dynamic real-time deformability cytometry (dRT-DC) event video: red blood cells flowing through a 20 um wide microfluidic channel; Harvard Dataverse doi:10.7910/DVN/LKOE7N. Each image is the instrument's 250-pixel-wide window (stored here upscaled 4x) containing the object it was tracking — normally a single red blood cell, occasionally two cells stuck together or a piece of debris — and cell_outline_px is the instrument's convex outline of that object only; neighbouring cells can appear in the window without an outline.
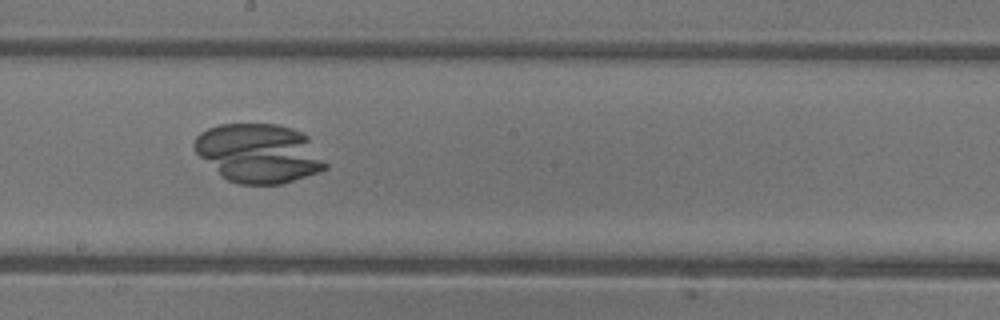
{"species": "common noctule bat (a hibernating species)", "species_latin": "Nyctalus noctula", "temperature_condition": "warm", "stored_images_in_passage": 32, "camera_frame_rate_fps": 3000, "um_per_image_px": 0.085, "animal": {"sex": "female"}, "frame": {"image": 1, "passage_image": 17, "time_ms": 5.333, "image_size_px": [1000, 320], "cell_outline_px": [[328, 168], [320, 172], [280, 184], [240, 184], [228, 180], [220, 176], [192, 148], [192, 144], [196, 136], [200, 132], [208, 128], [220, 124], [276, 124], [292, 128], [308, 136], [328, 164]], "centroid_in_image_um": [22.0, 13.02], "position_along_channel_um": 226.2, "area_um2": 45.26}}
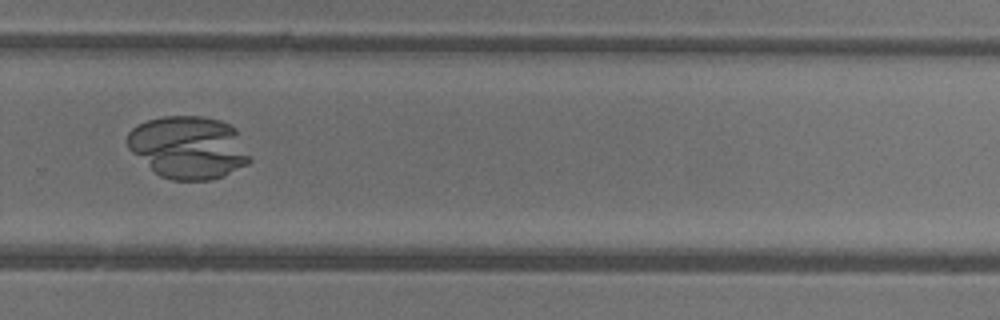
{"frame": {"image": 2, "passage_image": 23, "time_ms": 7.333, "image_size_px": [1000, 320], "cell_outline_px": [[252, 160], [248, 164], [224, 176], [212, 180], [172, 180], [160, 176], [132, 152], [128, 148], [128, 132], [132, 128], [148, 120], [164, 116], [204, 116], [220, 120], [236, 128]], "centroid_in_image_um": [16.05, 12.53], "position_along_channel_um": 313.7, "area_um2": 44.68}}
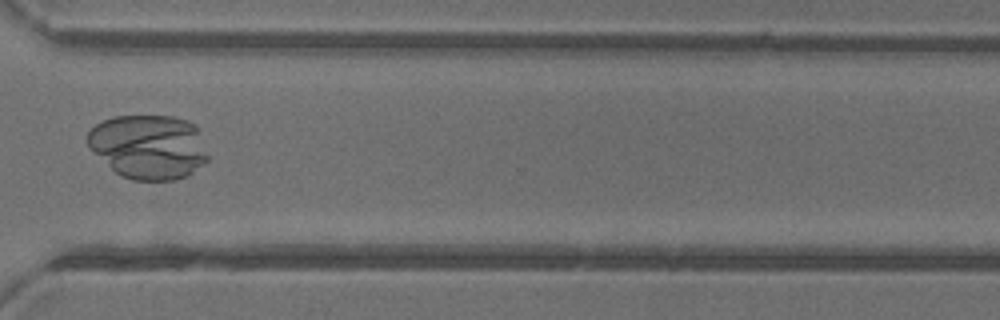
{"frame": {"image": 3, "passage_image": 26, "time_ms": 8.333, "image_size_px": [1000, 320], "cell_outline_px": [[208, 160], [188, 176], [176, 180], [132, 180], [120, 176], [88, 148], [88, 132], [96, 124], [112, 116], [176, 116], [188, 120], [196, 124], [200, 128], [208, 156]], "centroid_in_image_um": [12.67, 12.47], "position_along_channel_um": 357.9, "area_um2": 45.78}}